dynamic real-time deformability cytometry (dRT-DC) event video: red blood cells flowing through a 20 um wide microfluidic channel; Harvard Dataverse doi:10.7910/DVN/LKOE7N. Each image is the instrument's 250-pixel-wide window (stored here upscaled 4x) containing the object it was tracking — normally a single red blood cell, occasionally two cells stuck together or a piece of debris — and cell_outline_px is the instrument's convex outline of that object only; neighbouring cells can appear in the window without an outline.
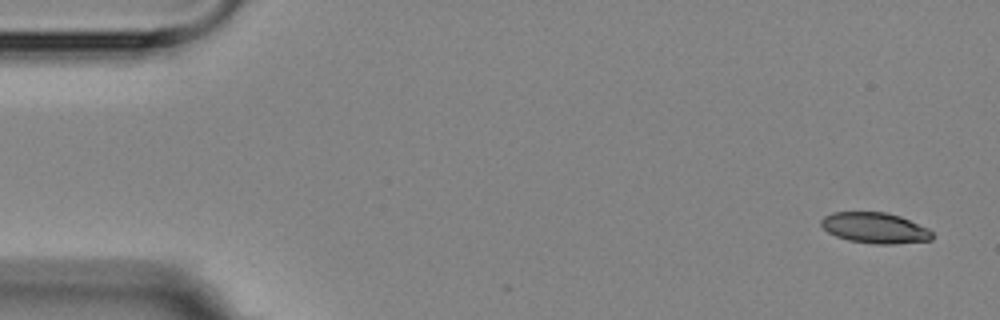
{"species": "Egyptian fruit bat (a non-hibernating species)", "species_latin": "Rousettus aegyptiacus", "temperature_condition": "room temperature", "stored_images_in_passage": 16, "camera_frame_rate_fps": 3000, "um_per_image_px": 0.085, "animal": {"sex": "female"}, "frame": {"image": 1, "passage_image": 1, "time_ms": 0.0, "image_size_px": [1000, 320], "cell_outline_px": [[932, 240], [892, 244], [876, 244], [848, 240], [836, 236], [828, 232], [820, 224], [820, 220], [824, 216], [832, 212], [884, 212], [900, 216], [928, 228], [932, 232]], "centroid_in_image_um": [74.35, 19.37], "position_along_channel_um": 10.6, "area_um2": 19.83}}
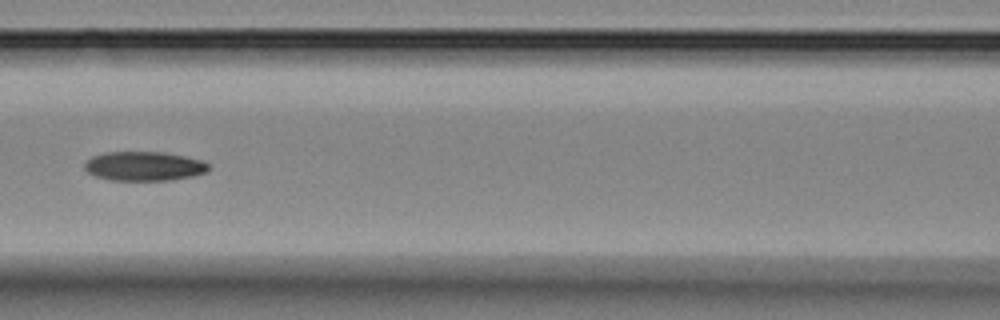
{"frame": {"image": 2, "passage_image": 7, "time_ms": 7.333, "image_size_px": [1000, 320], "cell_outline_px": [[208, 172], [192, 176], [172, 180], [112, 180], [96, 176], [88, 172], [84, 168], [84, 164], [92, 156], [108, 152], [160, 152], [184, 156], [200, 160], [208, 164]], "centroid_in_image_um": [12.24, 14.13], "position_along_channel_um": 154.4, "area_um2": 20.92}}
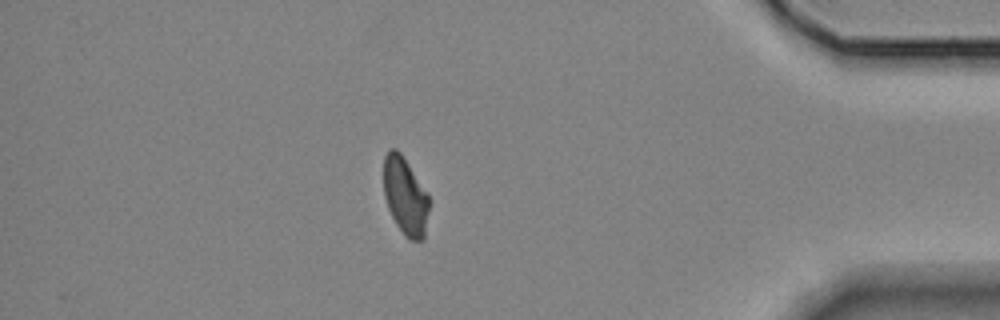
{"frame": {"image": 3, "passage_image": 14, "time_ms": 15.333, "image_size_px": [1000, 320], "cell_outline_px": [[428, 212], [424, 240], [408, 240], [404, 236], [396, 224], [388, 208], [384, 196], [384, 156], [388, 148], [396, 148], [400, 152], [428, 192]], "centroid_in_image_um": [34.44, 16.66], "position_along_channel_um": 400.8, "area_um2": 20.69}}